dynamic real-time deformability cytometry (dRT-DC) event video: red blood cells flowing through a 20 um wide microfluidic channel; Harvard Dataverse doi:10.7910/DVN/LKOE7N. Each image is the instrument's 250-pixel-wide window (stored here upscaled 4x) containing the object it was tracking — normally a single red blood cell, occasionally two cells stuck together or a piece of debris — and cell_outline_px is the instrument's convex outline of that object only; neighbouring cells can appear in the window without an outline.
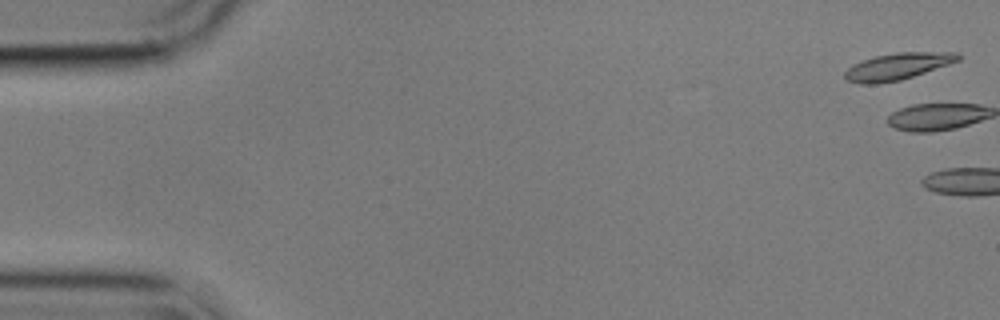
{"species": "common noctule bat (a hibernating species)", "species_latin": "Nyctalus noctula", "temperature_condition": "cold", "stored_images_in_passage": 3, "camera_frame_rate_fps": 3000, "um_per_image_px": 0.085, "animal": {"sex": "male", "body_mass_g": 17.9}, "frame": {"image": 1, "passage_image": 2, "time_ms": 0.333, "image_size_px": [1000, 320], "cell_outline_px": [[960, 60], [900, 80], [876, 84], [860, 84], [848, 80], [844, 76], [844, 72], [852, 64], [876, 56], [896, 52], [956, 52], [960, 56]], "centroid_in_image_um": [76.26, 5.64], "position_along_channel_um": 8.7, "area_um2": 17.4}}